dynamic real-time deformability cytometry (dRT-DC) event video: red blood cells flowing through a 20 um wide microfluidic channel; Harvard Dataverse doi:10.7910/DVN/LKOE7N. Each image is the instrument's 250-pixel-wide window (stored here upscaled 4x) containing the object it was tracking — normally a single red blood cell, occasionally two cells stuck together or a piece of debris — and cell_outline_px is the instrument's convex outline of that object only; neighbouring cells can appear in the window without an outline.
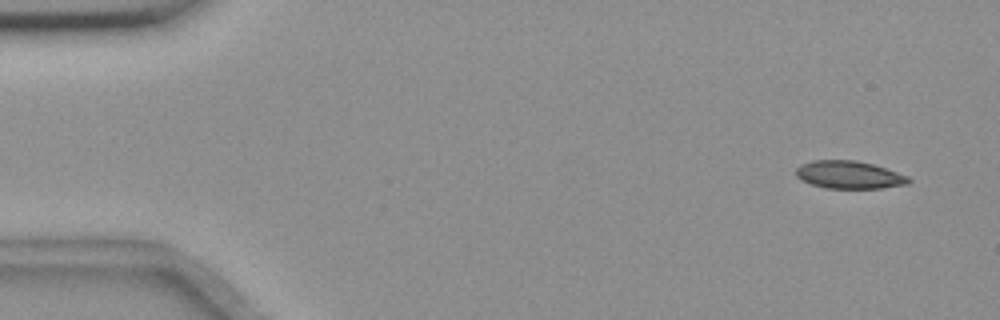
{"species": "common noctule bat (a hibernating species)", "species_latin": "Nyctalus noctula", "temperature_condition": "room temperature", "stored_images_in_passage": 26, "camera_frame_rate_fps": 3000, "um_per_image_px": 0.085, "animal": {"sex": "female", "body_mass_g": 18.4}, "frame": {"image": 1, "passage_image": 3, "time_ms": 0.667, "image_size_px": [1000, 320], "cell_outline_px": [[912, 180], [908, 184], [880, 188], [824, 188], [800, 180], [796, 176], [796, 168], [800, 164], [812, 160], [856, 160], [872, 164], [908, 176]], "centroid_in_image_um": [72.14, 14.86], "position_along_channel_um": 12.9, "area_um2": 18.21}}
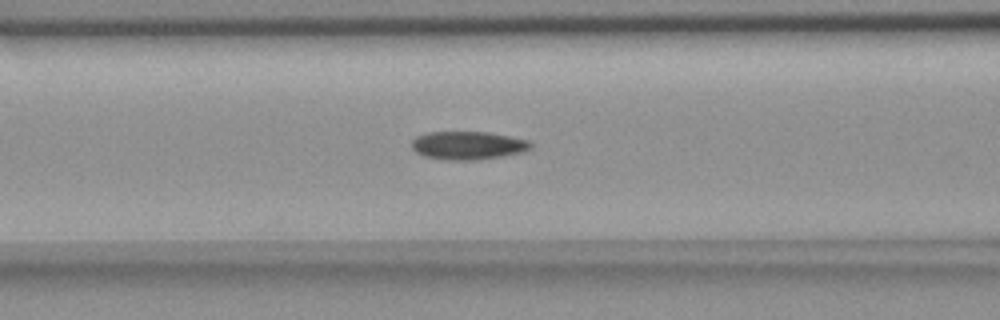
{"frame": {"image": 2, "passage_image": 22, "time_ms": 7.0, "image_size_px": [1000, 320], "cell_outline_px": [[532, 148], [524, 152], [476, 160], [448, 160], [424, 156], [416, 152], [412, 148], [412, 140], [416, 136], [428, 132], [488, 132], [528, 140], [532, 144]], "centroid_in_image_um": [39.77, 12.36], "position_along_channel_um": 126.8, "area_um2": 19.54}}
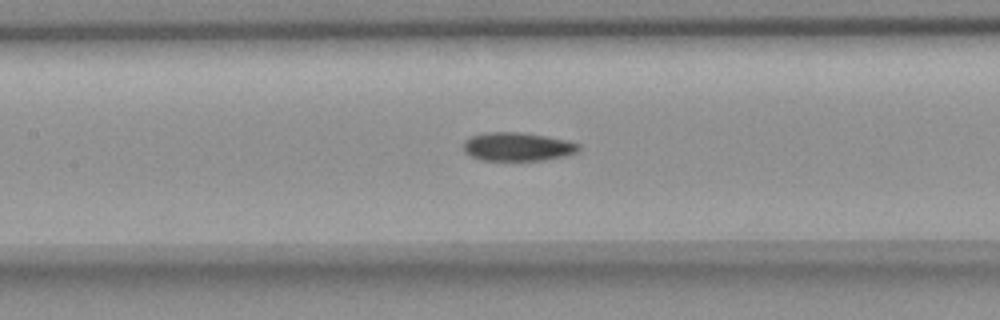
{"frame": {"image": 3, "passage_image": 25, "time_ms": 8.0, "image_size_px": [1000, 320], "cell_outline_px": [[580, 152], [568, 156], [544, 160], [480, 160], [464, 152], [464, 140], [472, 136], [484, 132], [520, 132], [568, 140], [580, 144]], "centroid_in_image_um": [44.03, 12.47], "position_along_channel_um": 163.4, "area_um2": 19.36}}